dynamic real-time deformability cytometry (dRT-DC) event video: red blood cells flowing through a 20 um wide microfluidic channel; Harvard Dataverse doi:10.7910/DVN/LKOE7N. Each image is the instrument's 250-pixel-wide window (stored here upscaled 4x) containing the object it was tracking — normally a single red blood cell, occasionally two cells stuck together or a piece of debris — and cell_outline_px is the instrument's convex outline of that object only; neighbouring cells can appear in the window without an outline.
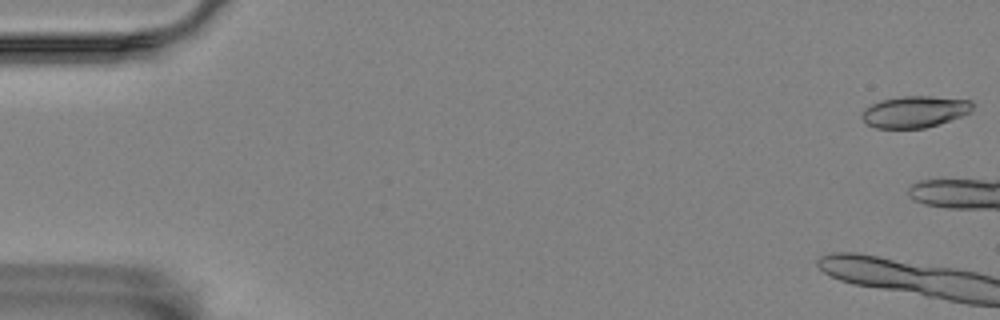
{"species": "Egyptian fruit bat (a non-hibernating species)", "species_latin": "Rousettus aegyptiacus", "temperature_condition": "room temperature", "stored_images_in_passage": 13, "camera_frame_rate_fps": 3000, "um_per_image_px": 0.085, "animal": {"sex": "female"}, "frame": {"image": 1, "passage_image": 1, "time_ms": 0.0, "image_size_px": [1000, 320], "cell_outline_px": [[976, 104], [972, 112], [940, 124], [924, 128], [876, 128], [864, 124], [860, 116], [860, 112], [864, 108], [880, 100], [900, 96], [932, 96], [972, 100]], "centroid_in_image_um": [77.76, 9.49], "position_along_channel_um": 7.2, "area_um2": 20.92}}